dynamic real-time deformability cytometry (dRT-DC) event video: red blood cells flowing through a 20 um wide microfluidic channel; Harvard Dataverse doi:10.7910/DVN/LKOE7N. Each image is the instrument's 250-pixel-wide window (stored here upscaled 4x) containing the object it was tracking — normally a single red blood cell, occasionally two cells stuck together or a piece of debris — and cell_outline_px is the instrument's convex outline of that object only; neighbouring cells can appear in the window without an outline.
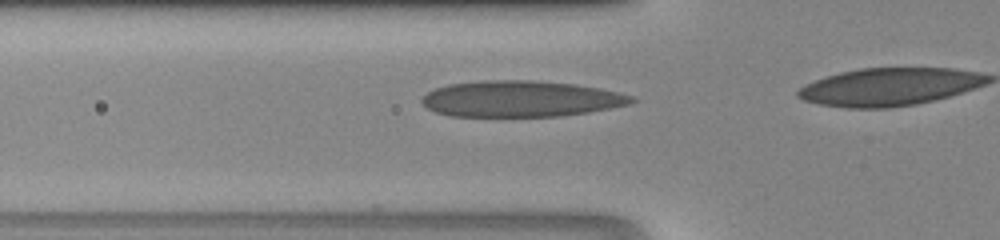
{"species": "human", "species_latin": "Homo sapiens", "temperature_condition": "room temperature", "stored_images_in_passage": 17, "camera_frame_rate_fps": 3000, "um_per_image_px": 0.085, "donor": {"sex": "male"}, "frame": {"image": 1, "passage_image": 13, "time_ms": 4.0, "image_size_px": [1000, 240], "cell_outline_px": [[636, 100], [632, 104], [588, 112], [560, 116], [448, 116], [436, 112], [428, 108], [420, 100], [428, 92], [436, 88], [448, 84], [480, 80], [532, 80], [576, 84], [600, 88], [632, 96]], "centroid_in_image_um": [44.26, 8.39], "position_along_channel_um": 81.5, "area_um2": 44.16}}